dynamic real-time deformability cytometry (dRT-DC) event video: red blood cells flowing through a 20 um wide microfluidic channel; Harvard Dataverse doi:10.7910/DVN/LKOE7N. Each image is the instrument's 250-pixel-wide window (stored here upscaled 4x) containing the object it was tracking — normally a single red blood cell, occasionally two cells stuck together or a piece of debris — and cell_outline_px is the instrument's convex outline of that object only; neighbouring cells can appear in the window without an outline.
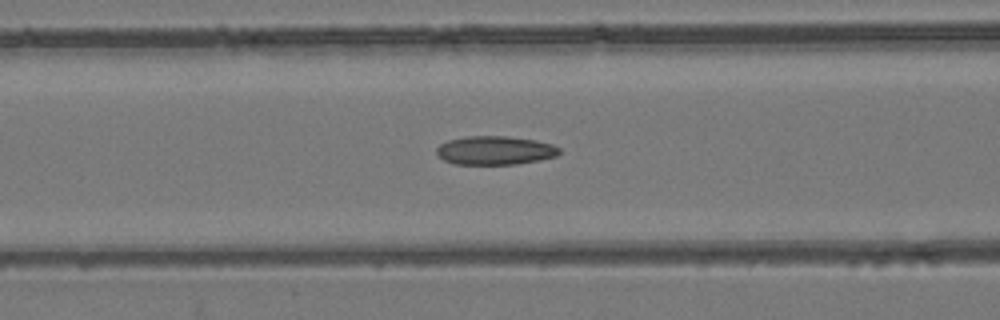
{"species": "common noctule bat (a hibernating species)", "species_latin": "Nyctalus noctula", "temperature_condition": "room temperature", "stored_images_in_passage": 40, "camera_frame_rate_fps": 3000, "um_per_image_px": 0.085, "animal": {"sex": "female", "body_mass_g": 24.6, "forearm_length_mm": 56.2}, "frame": {"image": 1, "passage_image": 14, "time_ms": 4.333, "image_size_px": [1000, 320], "cell_outline_px": [[560, 152], [556, 156], [540, 160], [516, 164], [456, 164], [444, 160], [436, 156], [436, 148], [440, 144], [448, 140], [464, 136], [508, 136], [536, 140], [552, 144], [560, 148]], "centroid_in_image_um": [42.06, 12.78], "position_along_channel_um": 124.5, "area_um2": 20.69}}
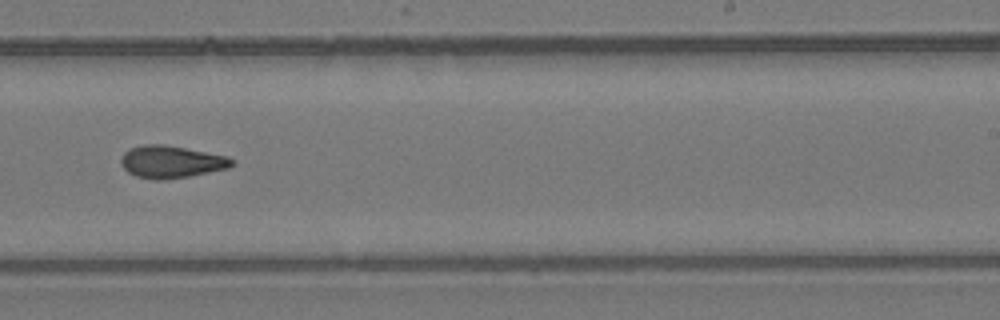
{"frame": {"image": 2, "passage_image": 26, "time_ms": 8.333, "image_size_px": [1000, 320], "cell_outline_px": [[236, 164], [228, 168], [188, 176], [164, 180], [152, 180], [136, 176], [128, 172], [120, 164], [120, 160], [124, 152], [128, 148], [144, 144], [164, 144], [228, 156], [236, 160]], "centroid_in_image_um": [14.55, 13.75], "position_along_channel_um": 274.4, "area_um2": 21.1}}
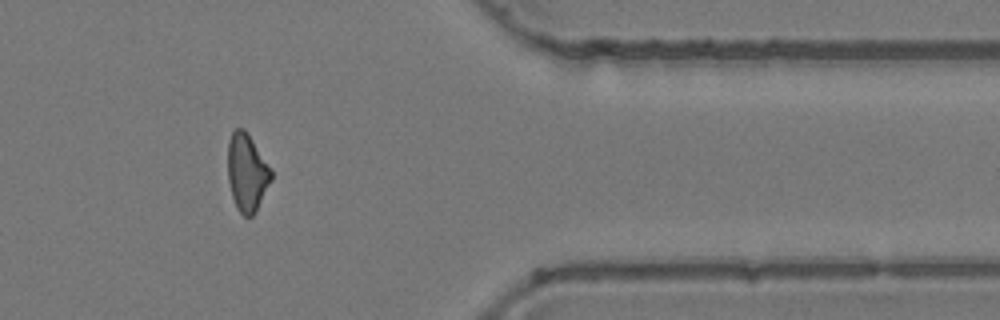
{"frame": {"image": 3, "passage_image": 37, "time_ms": 12.0, "image_size_px": [1000, 320], "cell_outline_px": [[272, 180], [256, 212], [252, 216], [244, 216], [236, 208], [232, 196], [228, 180], [228, 140], [232, 132], [236, 128], [244, 128], [248, 132], [272, 168]], "centroid_in_image_um": [21.01, 14.65], "position_along_channel_um": 390.4, "area_um2": 20.0}, "authors_computed_cell_mechanics": {"area_um2": 20.6924, "velocity_mm_per_s": 3.7461, "shape_relaxation_time_tau1_ms": null, "shape_relaxation_time_tau2_ms": 5.1676, "deformation_change_tau1": null, "deformation_change_tau2": 0.132}}